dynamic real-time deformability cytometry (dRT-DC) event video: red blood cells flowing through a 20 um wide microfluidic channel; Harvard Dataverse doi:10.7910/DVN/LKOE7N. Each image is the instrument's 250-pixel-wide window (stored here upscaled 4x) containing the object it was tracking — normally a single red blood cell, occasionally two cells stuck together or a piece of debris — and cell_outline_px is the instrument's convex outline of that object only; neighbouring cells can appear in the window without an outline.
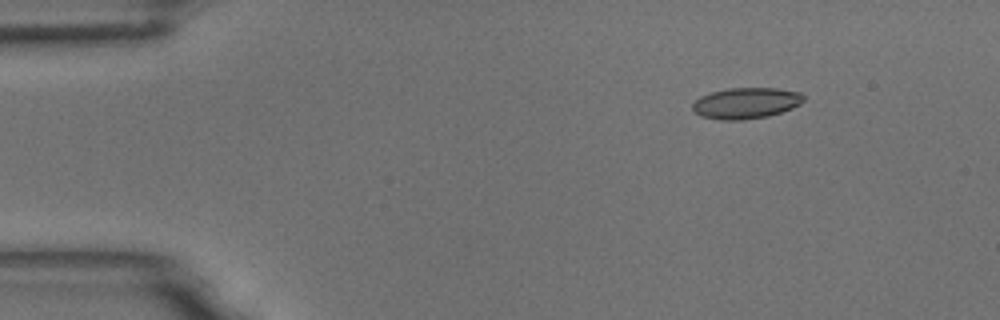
{"species": "common noctule bat (a hibernating species)", "species_latin": "Nyctalus noctula", "temperature_condition": "room temperature", "stored_images_in_passage": 3, "camera_frame_rate_fps": 3000, "um_per_image_px": 0.085, "animal": {"sex": "male", "body_mass_g": 18.8}, "frame": {"image": 1, "passage_image": 1, "time_ms": 0.0, "image_size_px": [1000, 320], "cell_outline_px": [[804, 100], [800, 104], [792, 108], [768, 116], [744, 120], [720, 120], [700, 116], [692, 112], [692, 104], [700, 96], [712, 92], [728, 88], [776, 88], [800, 92], [804, 96]], "centroid_in_image_um": [63.38, 8.77], "position_along_channel_um": 21.6, "area_um2": 20.23}}